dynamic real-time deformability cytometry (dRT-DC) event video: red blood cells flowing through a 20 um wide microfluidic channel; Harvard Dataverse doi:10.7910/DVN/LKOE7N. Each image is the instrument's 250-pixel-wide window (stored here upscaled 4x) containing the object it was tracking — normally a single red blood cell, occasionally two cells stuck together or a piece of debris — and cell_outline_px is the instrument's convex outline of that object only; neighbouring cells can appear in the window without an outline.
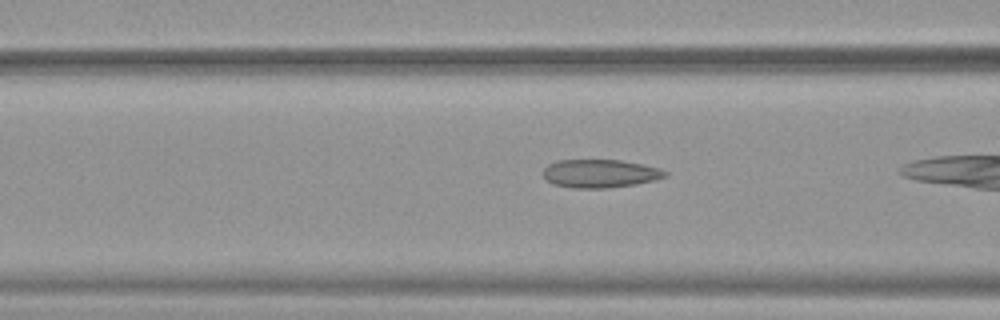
{"species": "common noctule bat (a hibernating species)", "species_latin": "Nyctalus noctula", "temperature_condition": "warm", "stored_images_in_passage": 36, "camera_frame_rate_fps": 3000, "um_per_image_px": 0.085, "animal": {"sex": "female", "body_mass_g": 19.9}, "frame": {"image": 1, "passage_image": 16, "time_ms": 5.0, "image_size_px": [1000, 320], "cell_outline_px": [[668, 176], [656, 180], [636, 184], [608, 188], [572, 188], [552, 184], [544, 176], [544, 168], [548, 164], [556, 160], [620, 160], [660, 168], [668, 172]], "centroid_in_image_um": [51.02, 14.75], "position_along_channel_um": 115.6, "area_um2": 20.17}}